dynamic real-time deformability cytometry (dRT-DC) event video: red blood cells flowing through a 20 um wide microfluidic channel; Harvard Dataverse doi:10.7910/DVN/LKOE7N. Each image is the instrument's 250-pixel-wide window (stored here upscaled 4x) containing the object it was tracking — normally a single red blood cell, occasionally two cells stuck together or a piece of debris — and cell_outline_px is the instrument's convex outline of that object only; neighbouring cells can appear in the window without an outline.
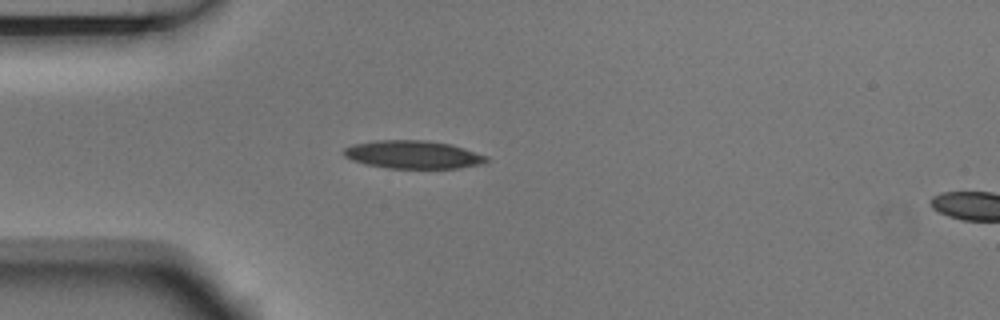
{"species": "Egyptian fruit bat (a non-hibernating species)", "species_latin": "Rousettus aegyptiacus", "temperature_condition": "room temperature", "stored_images_in_passage": 2, "camera_frame_rate_fps": 3000, "um_per_image_px": 0.085, "animal": {"sex": "male"}, "frame": {"image": 1, "passage_image": 1, "time_ms": 0.0, "image_size_px": [1000, 320], "cell_outline_px": [[492, 160], [484, 164], [460, 168], [384, 168], [364, 164], [352, 160], [344, 156], [344, 148], [352, 144], [376, 140], [428, 140], [452, 144], [488, 156]], "centroid_in_image_um": [35.15, 13.14], "position_along_channel_um": 49.8, "area_um2": 23.7}}